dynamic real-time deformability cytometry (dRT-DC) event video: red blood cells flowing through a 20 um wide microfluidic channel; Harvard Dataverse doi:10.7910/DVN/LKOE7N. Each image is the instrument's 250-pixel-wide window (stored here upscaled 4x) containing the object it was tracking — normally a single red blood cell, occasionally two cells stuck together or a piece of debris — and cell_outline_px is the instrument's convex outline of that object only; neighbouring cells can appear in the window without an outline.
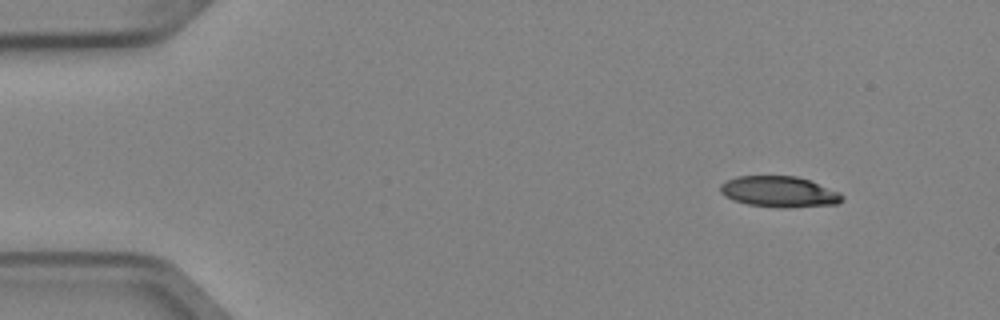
{"species": "Egyptian fruit bat (a non-hibernating species)", "species_latin": "Rousettus aegyptiacus", "temperature_condition": "cold", "stored_images_in_passage": 7, "camera_frame_rate_fps": 3000, "um_per_image_px": 0.085, "animal": {"sex": "female"}, "frame": {"image": 1, "passage_image": 1, "time_ms": 0.0, "image_size_px": [1000, 320], "cell_outline_px": [[844, 200], [836, 204], [788, 208], [776, 208], [748, 204], [732, 200], [724, 196], [720, 192], [720, 184], [736, 176], [796, 176], [808, 180], [840, 192], [844, 196]], "centroid_in_image_um": [66.22, 16.31], "position_along_channel_um": 18.8, "area_um2": 22.08}}
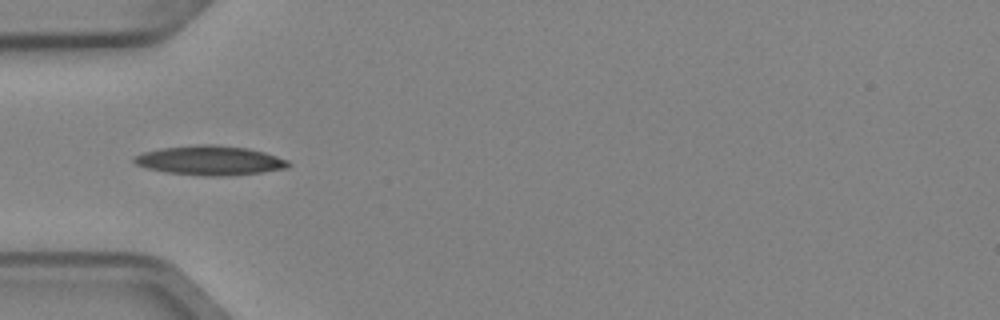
{"frame": {"image": 2, "passage_image": 4, "time_ms": 1.0, "image_size_px": [1000, 320], "cell_outline_px": [[292, 164], [288, 168], [260, 172], [224, 176], [204, 176], [168, 172], [148, 168], [136, 164], [132, 160], [132, 156], [144, 152], [160, 148], [196, 144], [216, 144], [248, 148], [264, 152], [288, 160]], "centroid_in_image_um": [17.85, 13.62], "position_along_channel_um": 67.2, "area_um2": 26.47}}
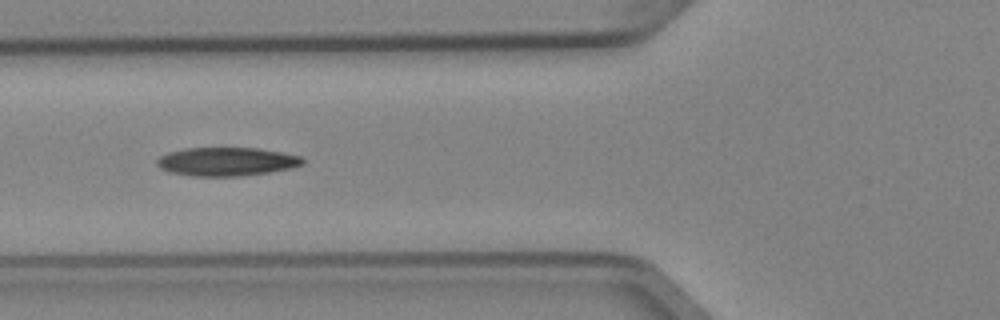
{"frame": {"image": 3, "passage_image": 5, "time_ms": 1.333, "image_size_px": [1000, 320], "cell_outline_px": [[304, 164], [292, 168], [268, 172], [240, 176], [192, 176], [172, 172], [160, 168], [156, 164], [156, 160], [160, 156], [168, 152], [184, 148], [260, 148], [300, 156], [304, 160]], "centroid_in_image_um": [19.25, 13.73], "position_along_channel_um": 106.5, "area_um2": 24.22}}